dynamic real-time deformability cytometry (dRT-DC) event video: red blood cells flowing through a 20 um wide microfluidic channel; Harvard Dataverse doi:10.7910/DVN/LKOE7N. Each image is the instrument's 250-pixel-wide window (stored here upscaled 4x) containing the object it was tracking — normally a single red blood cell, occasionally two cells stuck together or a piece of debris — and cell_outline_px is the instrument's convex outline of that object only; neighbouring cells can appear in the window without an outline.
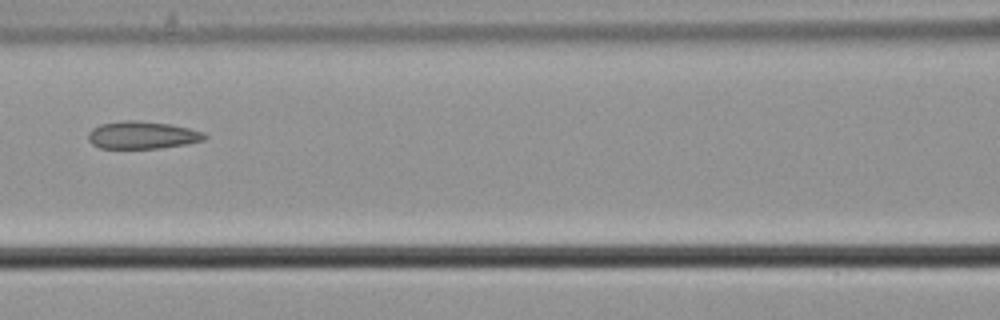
{"species": "common noctule bat (a hibernating species)", "species_latin": "Nyctalus noctula", "temperature_condition": "cold", "stored_images_in_passage": 9, "camera_frame_rate_fps": 3000, "um_per_image_px": 0.085, "animal": {"sex": "male", "body_mass_g": 21.5, "forearm_length_mm": 52.0}, "frame": {"image": 1, "passage_image": 6, "time_ms": 1.667, "image_size_px": [1000, 320], "cell_outline_px": [[208, 136], [204, 140], [188, 144], [160, 148], [100, 148], [92, 144], [88, 140], [88, 132], [92, 128], [100, 124], [124, 120], [136, 120], [172, 124], [204, 132]], "centroid_in_image_um": [12.1, 11.48], "position_along_channel_um": 154.5, "area_um2": 18.84}}
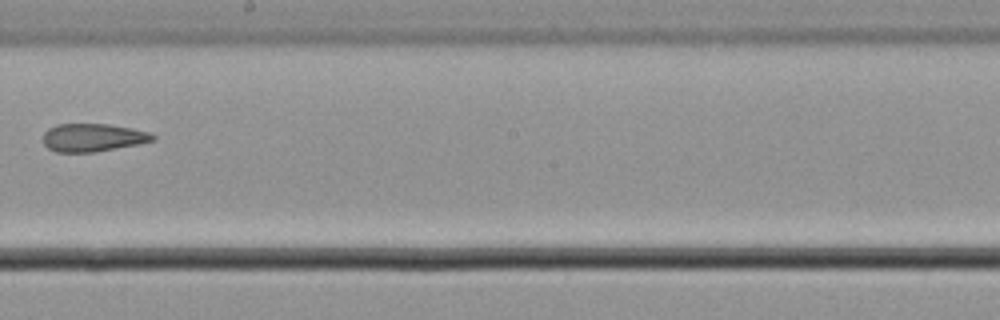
{"frame": {"image": 2, "passage_image": 8, "time_ms": 2.333, "image_size_px": [1000, 320], "cell_outline_px": [[156, 140], [140, 144], [96, 152], [56, 152], [48, 148], [44, 144], [44, 132], [48, 128], [56, 124], [108, 124], [132, 128], [148, 132], [156, 136]], "centroid_in_image_um": [7.91, 11.69], "position_along_channel_um": 240.3, "area_um2": 18.03}}
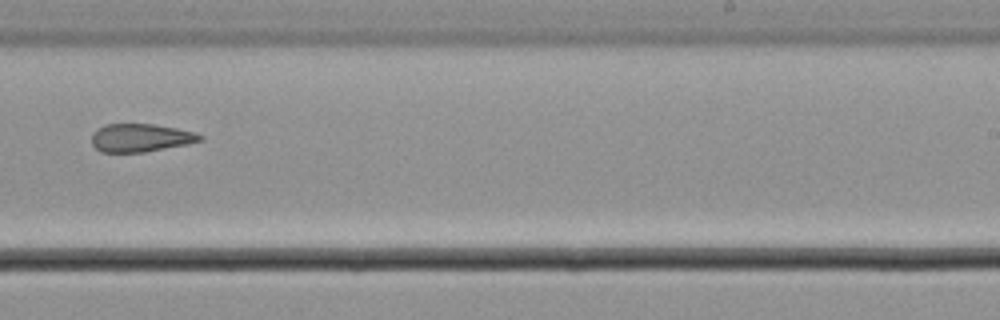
{"frame": {"image": 3, "passage_image": 9, "time_ms": 2.667, "image_size_px": [1000, 320], "cell_outline_px": [[204, 140], [188, 144], [144, 152], [100, 152], [92, 144], [92, 132], [96, 128], [104, 124], [152, 124], [176, 128], [192, 132], [204, 136]], "centroid_in_image_um": [11.93, 11.71], "position_along_channel_um": 277.1, "area_um2": 17.8}}